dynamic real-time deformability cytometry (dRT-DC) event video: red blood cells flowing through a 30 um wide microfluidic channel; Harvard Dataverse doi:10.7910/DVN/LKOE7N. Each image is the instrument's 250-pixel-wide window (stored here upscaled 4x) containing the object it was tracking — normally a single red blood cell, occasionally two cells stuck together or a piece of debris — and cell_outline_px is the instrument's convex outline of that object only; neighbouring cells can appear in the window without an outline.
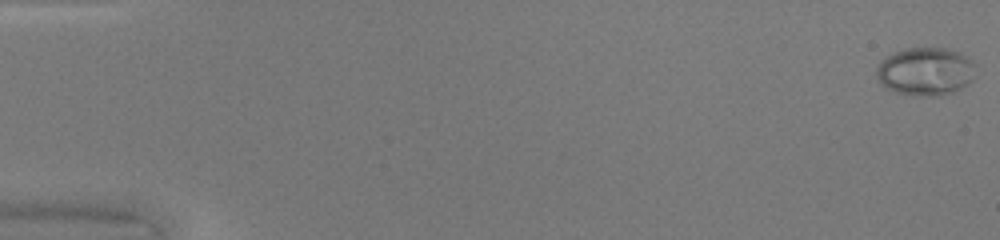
{"species": "common noctule bat (a hibernating species)", "species_latin": "Nyctalus noctula", "temperature_condition": "warm", "stored_images_in_passage": 49, "camera_frame_rate_fps": 3000, "um_per_image_px": 0.085, "animal": {"sex": "female", "body_mass_g": 20.0, "forearm_length_mm": 54.0}, "frame": {"image": 1, "passage_image": 1, "time_ms": 0.0, "image_size_px": [1000, 240], "cell_outline_px": [[976, 64], [972, 80], [968, 84], [952, 92], [940, 96], [920, 96], [896, 92], [888, 88], [876, 76], [876, 68], [880, 60], [892, 52], [904, 48], [944, 48], [960, 52], [972, 60]], "centroid_in_image_um": [78.67, 6.05], "position_along_channel_um": 6.3, "area_um2": 27.92}}
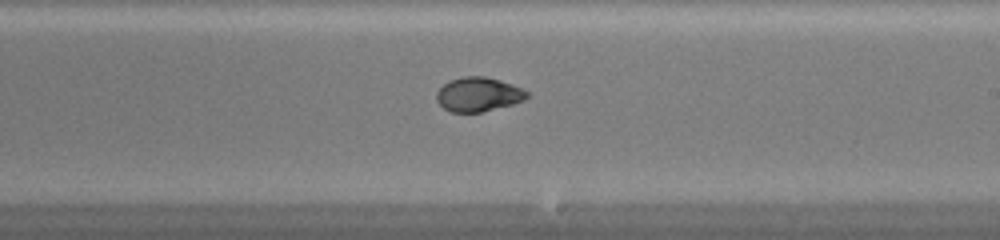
{"frame": {"image": 2, "passage_image": 30, "time_ms": 9.667, "image_size_px": [1000, 240], "cell_outline_px": [[528, 96], [524, 100], [512, 104], [480, 112], [448, 112], [436, 100], [436, 92], [448, 80], [464, 76], [484, 76], [500, 80], [520, 88], [528, 92]], "centroid_in_image_um": [40.62, 8.02], "position_along_channel_um": 248.4, "area_um2": 17.92}}
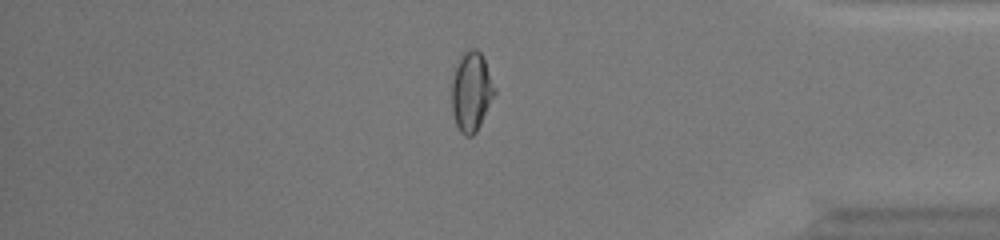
{"frame": {"image": 3, "passage_image": 42, "time_ms": 13.667, "image_size_px": [1000, 240], "cell_outline_px": [[496, 92], [476, 132], [472, 136], [464, 136], [460, 132], [456, 124], [452, 112], [452, 80], [460, 56], [468, 48], [476, 48], [480, 52], [484, 60], [496, 88]], "centroid_in_image_um": [40.06, 7.79], "position_along_channel_um": 395.1, "area_um2": 19.71}, "authors_computed_cell_mechanics": {"area_um2": 19.8832, "velocity_mm_per_s": 4.2951, "shape_relaxation_time_tau1_ms": 4.6992, "shape_relaxation_time_tau2_ms": null, "deformation_change_tau1": 0.2158, "deformation_change_tau2": null}}